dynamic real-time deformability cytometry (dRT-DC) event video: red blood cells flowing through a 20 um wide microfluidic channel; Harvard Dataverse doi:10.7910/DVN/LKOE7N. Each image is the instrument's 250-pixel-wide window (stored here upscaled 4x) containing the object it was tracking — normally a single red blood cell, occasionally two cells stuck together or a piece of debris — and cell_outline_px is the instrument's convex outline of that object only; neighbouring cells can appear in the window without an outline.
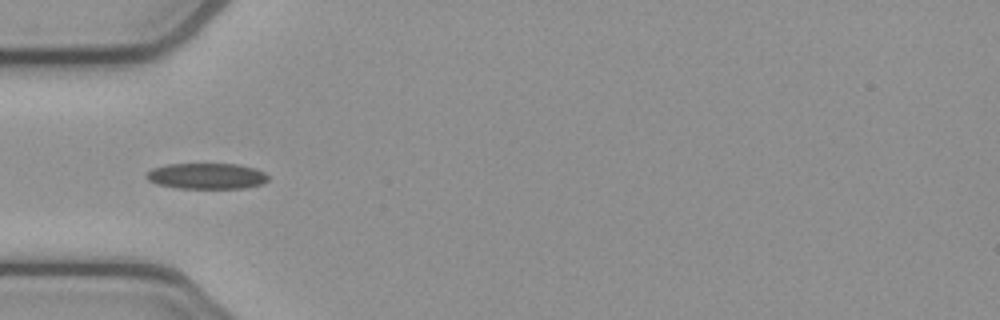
{"species": "common noctule bat (a hibernating species)", "species_latin": "Nyctalus noctula", "temperature_condition": "cold", "stored_images_in_passage": 5, "camera_frame_rate_fps": 3000, "um_per_image_px": 0.085, "animal": {"sex": "female", "body_mass_g": 21.9}, "frame": {"image": 1, "passage_image": 4, "time_ms": 1.0, "image_size_px": [1000, 320], "cell_outline_px": [[268, 180], [264, 184], [244, 188], [176, 188], [156, 184], [148, 180], [144, 176], [144, 172], [152, 168], [168, 164], [236, 164], [256, 168], [264, 172], [268, 176]], "centroid_in_image_um": [17.54, 14.96], "position_along_channel_um": 67.5, "area_um2": 18.61}}
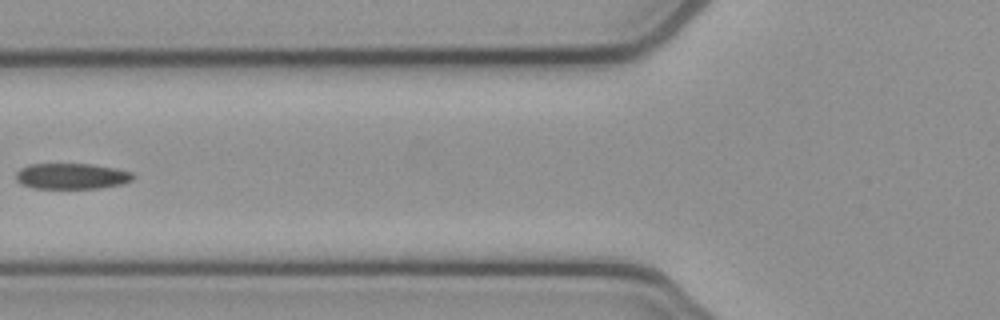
{"frame": {"image": 2, "passage_image": 5, "time_ms": 1.333, "image_size_px": [1000, 320], "cell_outline_px": [[136, 176], [132, 180], [124, 184], [100, 188], [32, 188], [20, 184], [16, 180], [16, 172], [20, 168], [28, 164], [92, 164], [116, 168], [132, 172]], "centroid_in_image_um": [6.1, 14.97], "position_along_channel_um": 119.7, "area_um2": 17.86}}